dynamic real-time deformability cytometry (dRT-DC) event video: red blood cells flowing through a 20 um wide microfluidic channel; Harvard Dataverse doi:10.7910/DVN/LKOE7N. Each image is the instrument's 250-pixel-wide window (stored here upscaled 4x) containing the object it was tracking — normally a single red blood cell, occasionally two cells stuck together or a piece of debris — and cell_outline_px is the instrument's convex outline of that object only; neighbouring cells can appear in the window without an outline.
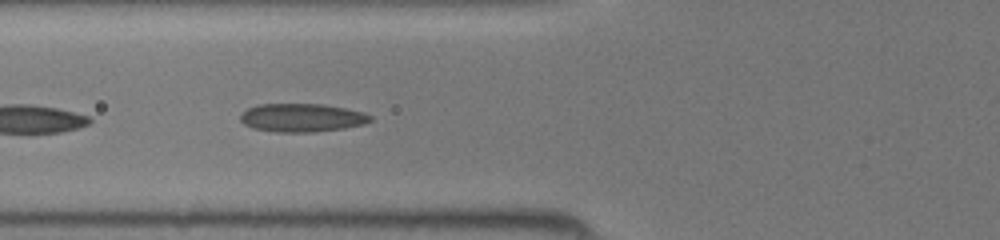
{"species": "common noctule bat (a hibernating species)", "species_latin": "Nyctalus noctula", "temperature_condition": "room temperature", "stored_images_in_passage": 36, "camera_frame_rate_fps": 3000, "um_per_image_px": 0.085, "animal": {"sex": "female", "body_mass_g": 19.5, "forearm_length_mm": 54.1}, "frame": {"image": 1, "passage_image": 19, "time_ms": 6.0, "image_size_px": [1000, 240], "cell_outline_px": [[372, 120], [364, 124], [344, 128], [312, 132], [276, 132], [252, 128], [244, 124], [240, 120], [240, 116], [248, 108], [256, 104], [324, 104], [364, 112], [372, 116]], "centroid_in_image_um": [25.66, 10.0], "position_along_channel_um": 100.1, "area_um2": 21.5}}
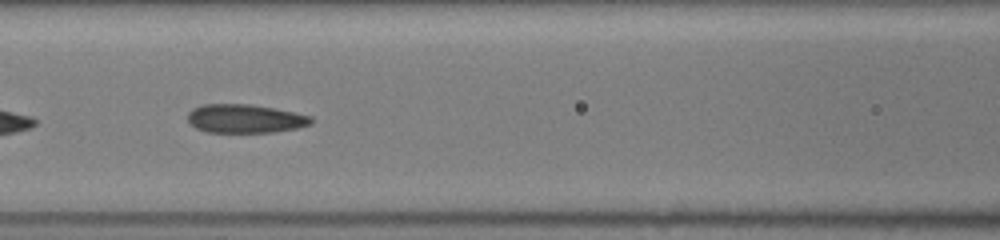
{"frame": {"image": 2, "passage_image": 22, "time_ms": 7.0, "image_size_px": [1000, 240], "cell_outline_px": [[312, 124], [296, 128], [272, 132], [208, 132], [196, 128], [188, 120], [188, 112], [192, 108], [200, 104], [252, 104], [276, 108], [312, 116]], "centroid_in_image_um": [20.83, 10.07], "position_along_channel_um": 145.8, "area_um2": 20.69}}
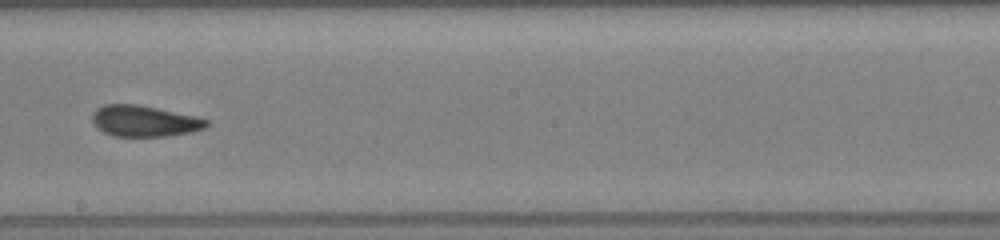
{"frame": {"image": 3, "passage_image": 28, "time_ms": 9.0, "image_size_px": [1000, 240], "cell_outline_px": [[208, 124], [204, 128], [192, 132], [168, 136], [112, 136], [104, 132], [92, 120], [92, 112], [96, 108], [104, 104], [136, 104], [196, 116], [208, 120]], "centroid_in_image_um": [12.26, 10.28], "position_along_channel_um": 235.9, "area_um2": 20.58}}